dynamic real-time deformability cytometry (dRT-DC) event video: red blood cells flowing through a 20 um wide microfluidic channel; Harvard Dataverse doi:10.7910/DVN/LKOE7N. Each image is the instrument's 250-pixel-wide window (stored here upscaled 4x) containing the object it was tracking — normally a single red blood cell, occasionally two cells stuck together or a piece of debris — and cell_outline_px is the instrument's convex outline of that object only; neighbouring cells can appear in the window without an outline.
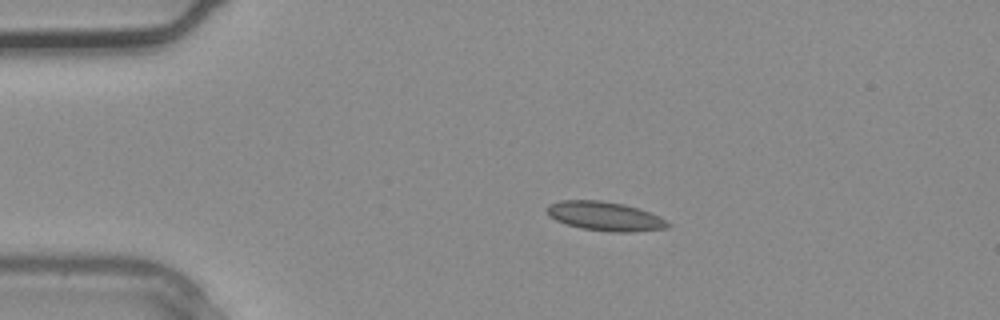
{"species": "common noctule bat (a hibernating species)", "species_latin": "Nyctalus noctula", "temperature_condition": "warm", "stored_images_in_passage": 3, "camera_frame_rate_fps": 3000, "um_per_image_px": 0.085, "animal": {"sex": "male", "body_mass_g": 20.4}, "frame": {"image": 1, "passage_image": 2, "time_ms": 0.333, "image_size_px": [1000, 320], "cell_outline_px": [[672, 224], [668, 228], [628, 232], [616, 232], [580, 228], [556, 220], [548, 216], [544, 208], [548, 204], [560, 200], [600, 200], [624, 204], [660, 216]], "centroid_in_image_um": [51.39, 18.37], "position_along_channel_um": 33.6, "area_um2": 20.52}}
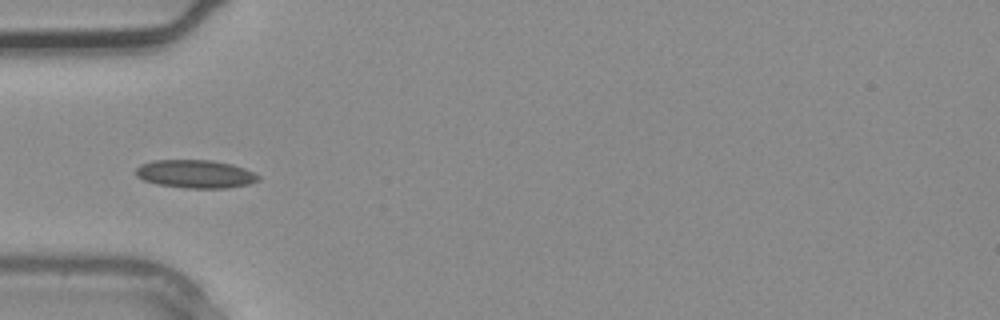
{"frame": {"image": 2, "passage_image": 3, "time_ms": 0.667, "image_size_px": [1000, 320], "cell_outline_px": [[260, 180], [248, 184], [228, 188], [188, 188], [156, 184], [144, 180], [136, 176], [136, 168], [140, 164], [152, 160], [212, 160], [232, 164], [244, 168], [260, 176]], "centroid_in_image_um": [16.6, 14.78], "position_along_channel_um": 68.4, "area_um2": 20.17}}